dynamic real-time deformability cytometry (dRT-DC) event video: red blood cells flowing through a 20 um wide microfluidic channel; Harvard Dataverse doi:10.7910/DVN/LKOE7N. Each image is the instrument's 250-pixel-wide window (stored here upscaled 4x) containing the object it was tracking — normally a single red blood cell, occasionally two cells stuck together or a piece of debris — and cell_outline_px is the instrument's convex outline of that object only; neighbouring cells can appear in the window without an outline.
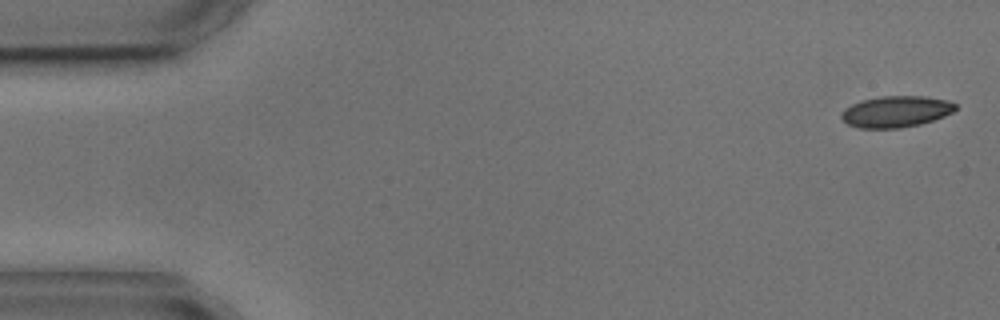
{"species": "common noctule bat (a hibernating species)", "species_latin": "Nyctalus noctula", "temperature_condition": "cold", "stored_images_in_passage": 5, "camera_frame_rate_fps": 3000, "um_per_image_px": 0.085, "animal": {"sex": "male", "body_mass_g": 17.9, "forearm_length_mm": 54.2}, "frame": {"image": 1, "passage_image": 1, "time_ms": 0.0, "image_size_px": [1000, 320], "cell_outline_px": [[956, 108], [952, 112], [944, 116], [920, 124], [900, 128], [860, 128], [848, 124], [840, 116], [844, 108], [852, 104], [864, 100], [880, 96], [924, 96], [948, 100], [956, 104]], "centroid_in_image_um": [76.16, 9.48], "position_along_channel_um": 8.8, "area_um2": 20.69}}
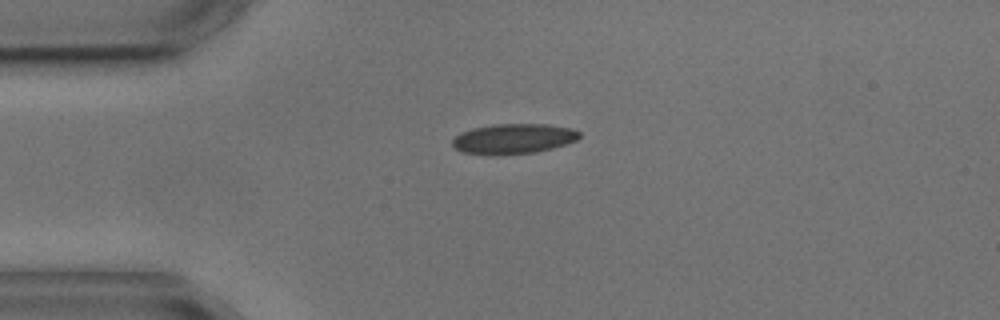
{"frame": {"image": 2, "passage_image": 4, "time_ms": 3.667, "image_size_px": [1000, 320], "cell_outline_px": [[580, 136], [576, 140], [552, 148], [536, 152], [500, 156], [492, 156], [464, 152], [456, 148], [452, 144], [452, 140], [460, 132], [472, 128], [496, 124], [548, 124], [572, 128], [580, 132]], "centroid_in_image_um": [43.63, 11.8], "position_along_channel_um": 41.4, "area_um2": 22.48}}